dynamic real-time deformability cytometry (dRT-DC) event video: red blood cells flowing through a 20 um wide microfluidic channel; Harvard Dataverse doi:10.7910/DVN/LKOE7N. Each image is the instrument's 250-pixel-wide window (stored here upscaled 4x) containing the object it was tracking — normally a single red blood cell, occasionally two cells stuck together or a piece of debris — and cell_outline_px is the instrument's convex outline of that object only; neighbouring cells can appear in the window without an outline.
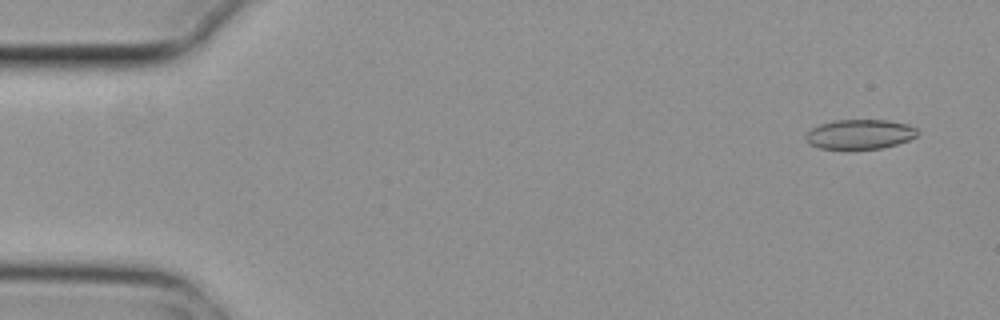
{"species": "common noctule bat (a hibernating species)", "species_latin": "Nyctalus noctula", "temperature_condition": "cold", "stored_images_in_passage": 5, "camera_frame_rate_fps": 3000, "um_per_image_px": 0.085, "animal": {"sex": "female", "body_mass_g": 29.2, "forearm_length_mm": 56.3}, "frame": {"image": 1, "passage_image": 1, "time_ms": 0.0, "image_size_px": [1000, 320], "cell_outline_px": [[920, 132], [916, 136], [908, 140], [896, 144], [880, 148], [820, 148], [808, 144], [804, 140], [804, 136], [812, 128], [820, 124], [836, 120], [888, 120], [908, 124], [916, 128]], "centroid_in_image_um": [73.08, 11.4], "position_along_channel_um": 11.9, "area_um2": 19.19}}
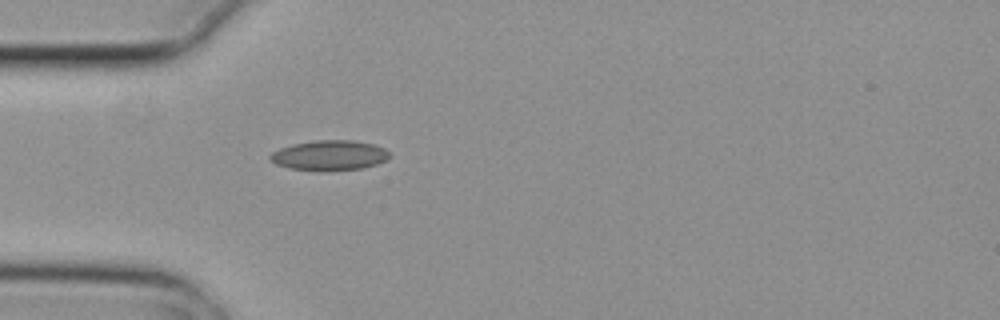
{"frame": {"image": 2, "passage_image": 5, "time_ms": 1.333, "image_size_px": [1000, 320], "cell_outline_px": [[392, 156], [376, 164], [360, 168], [288, 168], [276, 164], [268, 160], [268, 156], [272, 152], [280, 148], [292, 144], [316, 140], [352, 140], [372, 144], [384, 148]], "centroid_in_image_um": [27.97, 13.15], "position_along_channel_um": 57.0, "area_um2": 20.06}}